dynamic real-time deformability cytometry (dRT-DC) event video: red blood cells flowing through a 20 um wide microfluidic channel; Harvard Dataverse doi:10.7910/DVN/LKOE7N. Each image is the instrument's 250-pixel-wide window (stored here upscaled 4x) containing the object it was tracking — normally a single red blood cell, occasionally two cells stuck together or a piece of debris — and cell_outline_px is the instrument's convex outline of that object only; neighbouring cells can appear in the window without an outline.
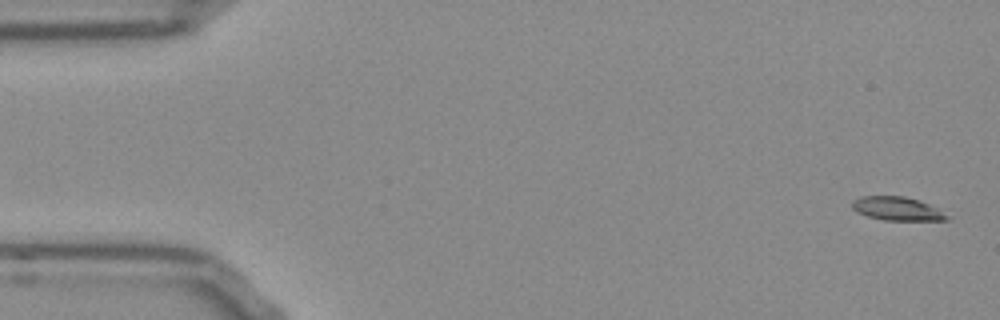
{"species": "Egyptian fruit bat (a non-hibernating species)", "species_latin": "Rousettus aegyptiacus", "temperature_condition": "room temperature", "stored_images_in_passage": 9, "camera_frame_rate_fps": 3000, "um_per_image_px": 0.085, "frame": {"image": 1, "passage_image": 1, "time_ms": 0.0, "image_size_px": [1000, 320], "cell_outline_px": [[948, 220], [884, 220], [868, 216], [856, 212], [852, 208], [852, 200], [860, 196], [904, 196], [920, 200], [936, 208], [948, 216]], "centroid_in_image_um": [76.21, 17.73], "position_along_channel_um": 8.8, "area_um2": 12.95}}